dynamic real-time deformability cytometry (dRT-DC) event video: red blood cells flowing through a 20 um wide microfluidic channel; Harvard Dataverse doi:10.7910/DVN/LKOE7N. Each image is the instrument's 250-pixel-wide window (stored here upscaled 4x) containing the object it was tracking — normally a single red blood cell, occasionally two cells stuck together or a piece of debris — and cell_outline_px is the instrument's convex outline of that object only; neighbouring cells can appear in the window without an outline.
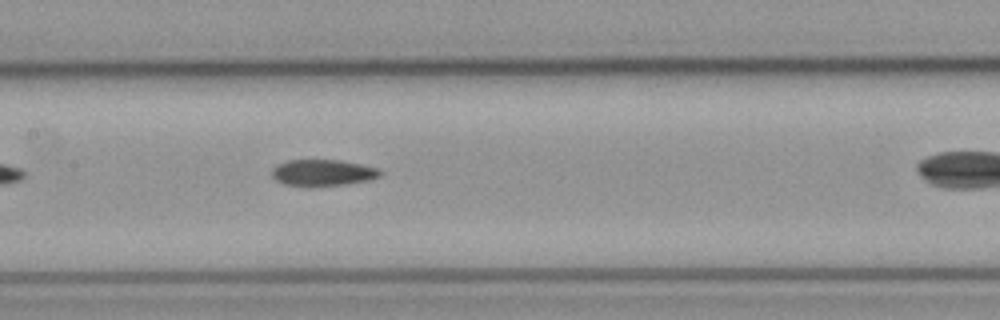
{"species": "common noctule bat (a hibernating species)", "species_latin": "Nyctalus noctula", "temperature_condition": "cold", "stored_images_in_passage": 30, "camera_frame_rate_fps": 3000, "um_per_image_px": 0.085, "animal": {"sex": "male", "body_mass_g": 23.1, "forearm_length_mm": 52.7}, "frame": {"image": 1, "passage_image": 13, "time_ms": 4.0, "image_size_px": [1000, 320], "cell_outline_px": [[384, 172], [380, 176], [368, 180], [344, 184], [308, 188], [284, 184], [276, 180], [272, 176], [272, 168], [276, 164], [288, 160], [340, 160], [360, 164], [376, 168]], "centroid_in_image_um": [27.39, 14.7], "position_along_channel_um": 180.0, "area_um2": 16.94}}
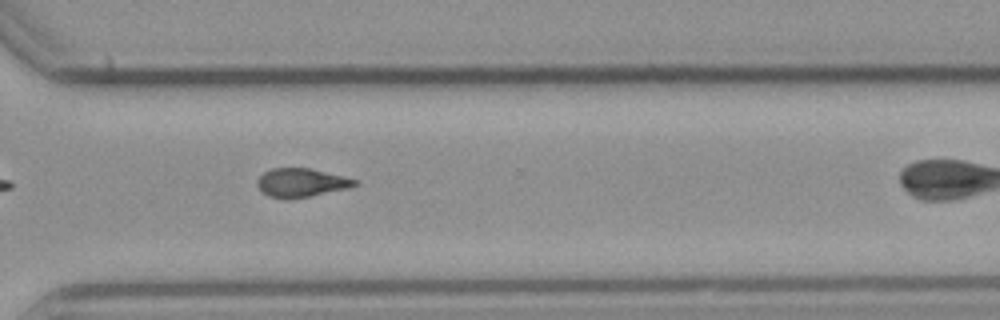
{"frame": {"image": 2, "passage_image": 26, "time_ms": 8.333, "image_size_px": [1000, 320], "cell_outline_px": [[360, 184], [348, 188], [312, 196], [288, 200], [284, 200], [268, 196], [260, 192], [256, 184], [256, 180], [264, 172], [272, 168], [308, 168], [344, 176], [360, 180]], "centroid_in_image_um": [25.59, 15.55], "position_along_channel_um": 345.0, "area_um2": 16.7}}